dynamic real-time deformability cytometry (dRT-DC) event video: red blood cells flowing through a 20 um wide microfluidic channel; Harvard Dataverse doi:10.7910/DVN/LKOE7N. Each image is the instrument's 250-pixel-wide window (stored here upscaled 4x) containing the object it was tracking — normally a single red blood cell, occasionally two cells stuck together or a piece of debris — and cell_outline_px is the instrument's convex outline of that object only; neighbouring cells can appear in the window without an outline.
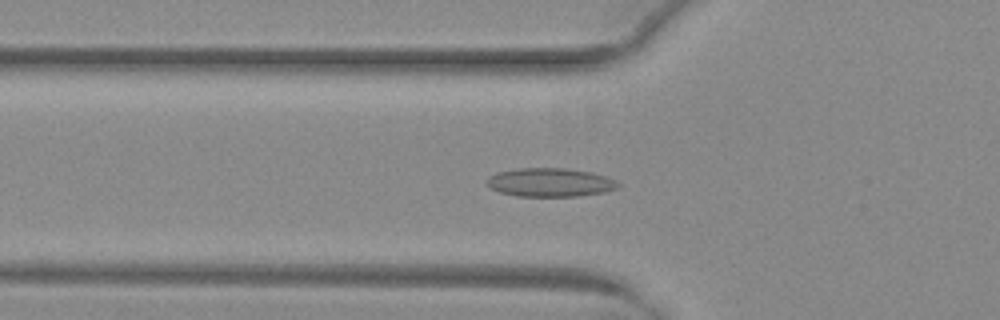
{"species": "common noctule bat (a hibernating species)", "species_latin": "Nyctalus noctula", "temperature_condition": "warm", "stored_images_in_passage": 27, "camera_frame_rate_fps": 3000, "um_per_image_px": 0.085, "animal": {"sex": "female", "body_mass_g": 29.2, "forearm_length_mm": 56.3}, "frame": {"image": 1, "passage_image": 18, "time_ms": 5.667, "image_size_px": [1000, 320], "cell_outline_px": [[620, 188], [604, 192], [580, 196], [516, 196], [500, 192], [484, 184], [484, 180], [488, 176], [496, 172], [520, 168], [564, 168], [592, 172], [616, 180], [620, 184]], "centroid_in_image_um": [46.74, 15.5], "position_along_channel_um": 79.1, "area_um2": 22.14}}
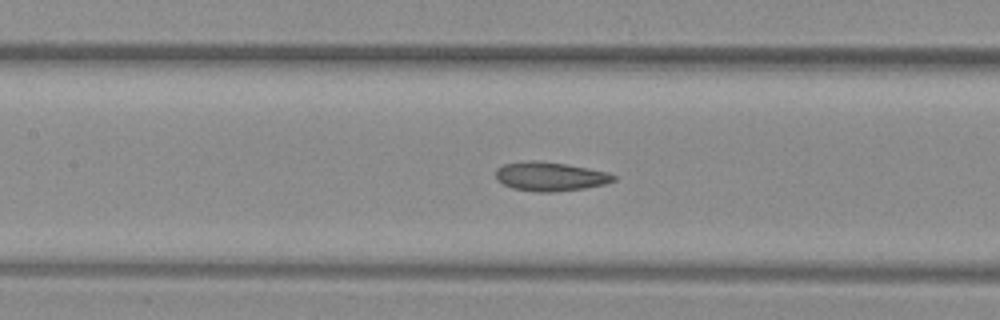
{"frame": {"image": 2, "passage_image": 24, "time_ms": 7.667, "image_size_px": [1000, 320], "cell_outline_px": [[616, 180], [604, 184], [584, 188], [552, 192], [536, 192], [512, 188], [496, 180], [496, 168], [504, 164], [524, 160], [540, 160], [568, 164], [608, 172], [616, 176]], "centroid_in_image_um": [46.74, 14.98], "position_along_channel_um": 160.7, "area_um2": 20.11}}
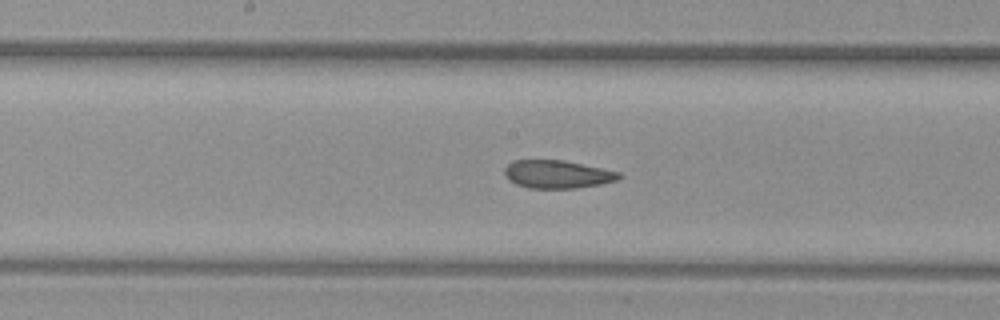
{"frame": {"image": 3, "passage_image": 27, "time_ms": 8.667, "image_size_px": [1000, 320], "cell_outline_px": [[624, 176], [616, 180], [600, 184], [576, 188], [528, 188], [516, 184], [508, 180], [504, 176], [504, 168], [512, 160], [564, 160], [620, 172]], "centroid_in_image_um": [47.34, 14.81], "position_along_channel_um": 200.9, "area_um2": 18.79}}